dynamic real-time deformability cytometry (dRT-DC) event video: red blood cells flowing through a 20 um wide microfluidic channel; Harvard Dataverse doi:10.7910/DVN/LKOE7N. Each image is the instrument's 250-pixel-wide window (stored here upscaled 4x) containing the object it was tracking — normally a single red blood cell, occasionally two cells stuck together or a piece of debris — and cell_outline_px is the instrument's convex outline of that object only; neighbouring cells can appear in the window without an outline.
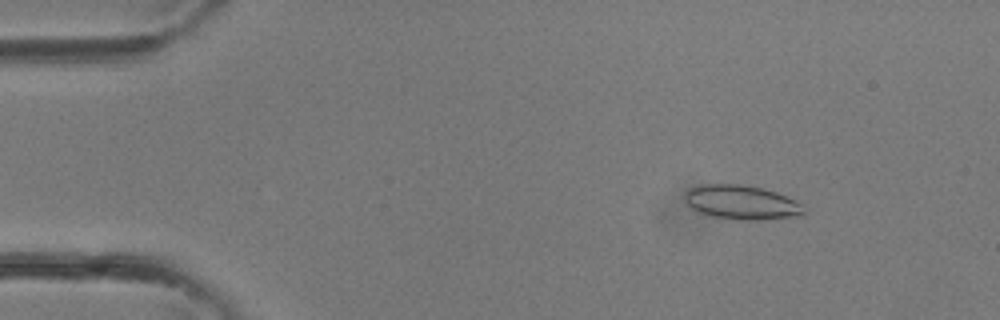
{"species": "common noctule bat (a hibernating species)", "species_latin": "Nyctalus noctula", "temperature_condition": "room temperature", "stored_images_in_passage": 35, "camera_frame_rate_fps": 3000, "um_per_image_px": 0.085, "animal": {"sex": "female"}, "frame": {"image": 1, "passage_image": 5, "time_ms": 1.333, "image_size_px": [1000, 320], "cell_outline_px": [[808, 212], [804, 216], [760, 220], [736, 220], [708, 216], [692, 208], [688, 204], [684, 196], [688, 188], [704, 184], [744, 184], [764, 188], [776, 192], [796, 200]], "centroid_in_image_um": [63.08, 17.21], "position_along_channel_um": 21.9, "area_um2": 24.22}}
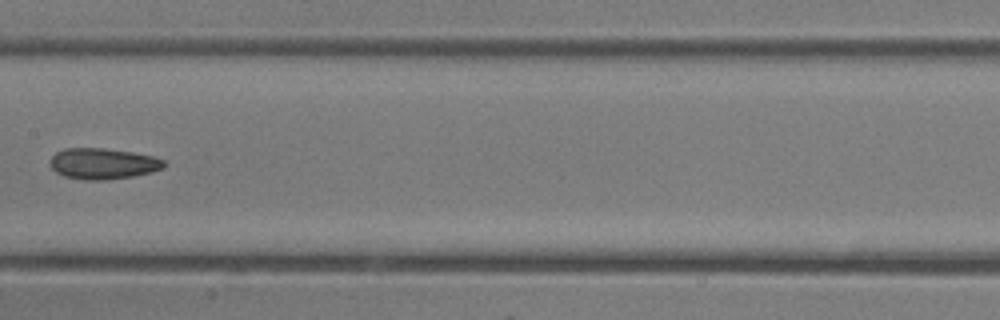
{"frame": {"image": 2, "passage_image": 18, "time_ms": 5.667, "image_size_px": [1000, 320], "cell_outline_px": [[168, 164], [164, 168], [152, 172], [132, 176], [104, 180], [84, 180], [64, 176], [56, 172], [48, 164], [52, 156], [56, 152], [64, 148], [104, 148], [132, 152], [152, 156], [164, 160]], "centroid_in_image_um": [8.75, 13.91], "position_along_channel_um": 198.7, "area_um2": 20.69}}
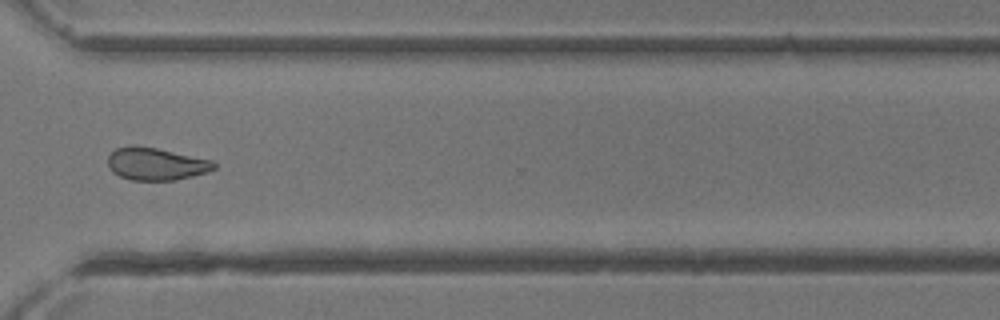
{"frame": {"image": 3, "passage_image": 26, "time_ms": 8.333, "image_size_px": [1000, 320], "cell_outline_px": [[216, 168], [208, 172], [176, 180], [128, 180], [112, 172], [108, 164], [108, 156], [116, 148], [136, 144], [156, 148], [212, 160], [216, 164]], "centroid_in_image_um": [13.25, 13.93], "position_along_channel_um": 357.3, "area_um2": 20.17}}